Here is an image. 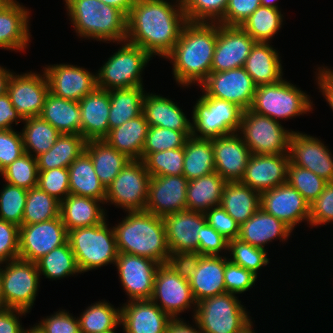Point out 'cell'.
<instances>
[{
	"label": "cell",
	"mask_w": 333,
	"mask_h": 333,
	"mask_svg": "<svg viewBox=\"0 0 333 333\" xmlns=\"http://www.w3.org/2000/svg\"><path fill=\"white\" fill-rule=\"evenodd\" d=\"M182 1L135 0L127 16L126 41L151 56L165 58L180 38L187 23Z\"/></svg>",
	"instance_id": "cell-1"
},
{
	"label": "cell",
	"mask_w": 333,
	"mask_h": 333,
	"mask_svg": "<svg viewBox=\"0 0 333 333\" xmlns=\"http://www.w3.org/2000/svg\"><path fill=\"white\" fill-rule=\"evenodd\" d=\"M217 42V23L187 22L172 51L164 58L173 63V75L180 87L201 85L211 73ZM190 85V86H189Z\"/></svg>",
	"instance_id": "cell-2"
},
{
	"label": "cell",
	"mask_w": 333,
	"mask_h": 333,
	"mask_svg": "<svg viewBox=\"0 0 333 333\" xmlns=\"http://www.w3.org/2000/svg\"><path fill=\"white\" fill-rule=\"evenodd\" d=\"M113 229L118 252L149 258L159 264L174 261L162 217L147 211H127Z\"/></svg>",
	"instance_id": "cell-3"
},
{
	"label": "cell",
	"mask_w": 333,
	"mask_h": 333,
	"mask_svg": "<svg viewBox=\"0 0 333 333\" xmlns=\"http://www.w3.org/2000/svg\"><path fill=\"white\" fill-rule=\"evenodd\" d=\"M63 1L79 38L107 43L126 41L127 16L121 10L99 0Z\"/></svg>",
	"instance_id": "cell-4"
},
{
	"label": "cell",
	"mask_w": 333,
	"mask_h": 333,
	"mask_svg": "<svg viewBox=\"0 0 333 333\" xmlns=\"http://www.w3.org/2000/svg\"><path fill=\"white\" fill-rule=\"evenodd\" d=\"M102 223L68 231L67 241L81 273L114 264L118 256L113 226Z\"/></svg>",
	"instance_id": "cell-5"
},
{
	"label": "cell",
	"mask_w": 333,
	"mask_h": 333,
	"mask_svg": "<svg viewBox=\"0 0 333 333\" xmlns=\"http://www.w3.org/2000/svg\"><path fill=\"white\" fill-rule=\"evenodd\" d=\"M313 105L306 92L283 78L273 84L258 86L250 109L280 122L310 113Z\"/></svg>",
	"instance_id": "cell-6"
},
{
	"label": "cell",
	"mask_w": 333,
	"mask_h": 333,
	"mask_svg": "<svg viewBox=\"0 0 333 333\" xmlns=\"http://www.w3.org/2000/svg\"><path fill=\"white\" fill-rule=\"evenodd\" d=\"M118 44L121 47L96 72L97 88L109 91L144 86L142 73L152 56L127 41Z\"/></svg>",
	"instance_id": "cell-7"
},
{
	"label": "cell",
	"mask_w": 333,
	"mask_h": 333,
	"mask_svg": "<svg viewBox=\"0 0 333 333\" xmlns=\"http://www.w3.org/2000/svg\"><path fill=\"white\" fill-rule=\"evenodd\" d=\"M150 300L172 319L180 318V313L191 308L192 317L194 316L197 303L193 298L185 269L179 261L160 264L154 278Z\"/></svg>",
	"instance_id": "cell-8"
},
{
	"label": "cell",
	"mask_w": 333,
	"mask_h": 333,
	"mask_svg": "<svg viewBox=\"0 0 333 333\" xmlns=\"http://www.w3.org/2000/svg\"><path fill=\"white\" fill-rule=\"evenodd\" d=\"M242 113L231 102L200 95L192 109V136L212 139L237 133Z\"/></svg>",
	"instance_id": "cell-9"
},
{
	"label": "cell",
	"mask_w": 333,
	"mask_h": 333,
	"mask_svg": "<svg viewBox=\"0 0 333 333\" xmlns=\"http://www.w3.org/2000/svg\"><path fill=\"white\" fill-rule=\"evenodd\" d=\"M235 294L226 292L197 303L192 319L203 333H236L252 317Z\"/></svg>",
	"instance_id": "cell-10"
},
{
	"label": "cell",
	"mask_w": 333,
	"mask_h": 333,
	"mask_svg": "<svg viewBox=\"0 0 333 333\" xmlns=\"http://www.w3.org/2000/svg\"><path fill=\"white\" fill-rule=\"evenodd\" d=\"M293 132L283 127L281 122L248 109L241 115L240 129L237 133L251 154L273 155L288 153Z\"/></svg>",
	"instance_id": "cell-11"
},
{
	"label": "cell",
	"mask_w": 333,
	"mask_h": 333,
	"mask_svg": "<svg viewBox=\"0 0 333 333\" xmlns=\"http://www.w3.org/2000/svg\"><path fill=\"white\" fill-rule=\"evenodd\" d=\"M151 176L143 160H130L106 188L105 203L127 211H145Z\"/></svg>",
	"instance_id": "cell-12"
},
{
	"label": "cell",
	"mask_w": 333,
	"mask_h": 333,
	"mask_svg": "<svg viewBox=\"0 0 333 333\" xmlns=\"http://www.w3.org/2000/svg\"><path fill=\"white\" fill-rule=\"evenodd\" d=\"M40 277L35 262L20 258L4 262L2 288L7 308L20 309L30 313L38 295Z\"/></svg>",
	"instance_id": "cell-13"
},
{
	"label": "cell",
	"mask_w": 333,
	"mask_h": 333,
	"mask_svg": "<svg viewBox=\"0 0 333 333\" xmlns=\"http://www.w3.org/2000/svg\"><path fill=\"white\" fill-rule=\"evenodd\" d=\"M187 274L196 303L226 293L224 283L225 255H194L179 261Z\"/></svg>",
	"instance_id": "cell-14"
},
{
	"label": "cell",
	"mask_w": 333,
	"mask_h": 333,
	"mask_svg": "<svg viewBox=\"0 0 333 333\" xmlns=\"http://www.w3.org/2000/svg\"><path fill=\"white\" fill-rule=\"evenodd\" d=\"M169 252L174 261L198 255V231L207 222L205 213L183 210L162 217Z\"/></svg>",
	"instance_id": "cell-15"
},
{
	"label": "cell",
	"mask_w": 333,
	"mask_h": 333,
	"mask_svg": "<svg viewBox=\"0 0 333 333\" xmlns=\"http://www.w3.org/2000/svg\"><path fill=\"white\" fill-rule=\"evenodd\" d=\"M256 88L253 79L243 67L210 73L200 85L204 97L226 100L243 111L251 108Z\"/></svg>",
	"instance_id": "cell-16"
},
{
	"label": "cell",
	"mask_w": 333,
	"mask_h": 333,
	"mask_svg": "<svg viewBox=\"0 0 333 333\" xmlns=\"http://www.w3.org/2000/svg\"><path fill=\"white\" fill-rule=\"evenodd\" d=\"M68 232L61 216L19 227V257L36 262L51 250L64 245Z\"/></svg>",
	"instance_id": "cell-17"
},
{
	"label": "cell",
	"mask_w": 333,
	"mask_h": 333,
	"mask_svg": "<svg viewBox=\"0 0 333 333\" xmlns=\"http://www.w3.org/2000/svg\"><path fill=\"white\" fill-rule=\"evenodd\" d=\"M123 290L131 300H150L160 264L149 258L120 253L115 262Z\"/></svg>",
	"instance_id": "cell-18"
},
{
	"label": "cell",
	"mask_w": 333,
	"mask_h": 333,
	"mask_svg": "<svg viewBox=\"0 0 333 333\" xmlns=\"http://www.w3.org/2000/svg\"><path fill=\"white\" fill-rule=\"evenodd\" d=\"M26 72L13 74L9 80L7 94L14 108L25 119L40 116L49 84L45 72Z\"/></svg>",
	"instance_id": "cell-19"
},
{
	"label": "cell",
	"mask_w": 333,
	"mask_h": 333,
	"mask_svg": "<svg viewBox=\"0 0 333 333\" xmlns=\"http://www.w3.org/2000/svg\"><path fill=\"white\" fill-rule=\"evenodd\" d=\"M289 161L312 171L327 182H333V155L320 139L294 131L288 149Z\"/></svg>",
	"instance_id": "cell-20"
},
{
	"label": "cell",
	"mask_w": 333,
	"mask_h": 333,
	"mask_svg": "<svg viewBox=\"0 0 333 333\" xmlns=\"http://www.w3.org/2000/svg\"><path fill=\"white\" fill-rule=\"evenodd\" d=\"M48 80L49 92L55 96L79 102L97 88L96 73L73 64L46 65L43 70Z\"/></svg>",
	"instance_id": "cell-21"
},
{
	"label": "cell",
	"mask_w": 333,
	"mask_h": 333,
	"mask_svg": "<svg viewBox=\"0 0 333 333\" xmlns=\"http://www.w3.org/2000/svg\"><path fill=\"white\" fill-rule=\"evenodd\" d=\"M255 43L256 41L240 26L217 23V42L211 73L243 67Z\"/></svg>",
	"instance_id": "cell-22"
},
{
	"label": "cell",
	"mask_w": 333,
	"mask_h": 333,
	"mask_svg": "<svg viewBox=\"0 0 333 333\" xmlns=\"http://www.w3.org/2000/svg\"><path fill=\"white\" fill-rule=\"evenodd\" d=\"M309 203L288 183L260 194V207L284 222L292 230L299 223L309 224Z\"/></svg>",
	"instance_id": "cell-23"
},
{
	"label": "cell",
	"mask_w": 333,
	"mask_h": 333,
	"mask_svg": "<svg viewBox=\"0 0 333 333\" xmlns=\"http://www.w3.org/2000/svg\"><path fill=\"white\" fill-rule=\"evenodd\" d=\"M188 181L184 175L151 177L145 211L163 217L186 210Z\"/></svg>",
	"instance_id": "cell-24"
},
{
	"label": "cell",
	"mask_w": 333,
	"mask_h": 333,
	"mask_svg": "<svg viewBox=\"0 0 333 333\" xmlns=\"http://www.w3.org/2000/svg\"><path fill=\"white\" fill-rule=\"evenodd\" d=\"M288 153L273 155L251 154L241 183L262 193L287 183Z\"/></svg>",
	"instance_id": "cell-25"
},
{
	"label": "cell",
	"mask_w": 333,
	"mask_h": 333,
	"mask_svg": "<svg viewBox=\"0 0 333 333\" xmlns=\"http://www.w3.org/2000/svg\"><path fill=\"white\" fill-rule=\"evenodd\" d=\"M214 151L215 172L226 182L240 181L251 152L238 133L211 139Z\"/></svg>",
	"instance_id": "cell-26"
},
{
	"label": "cell",
	"mask_w": 333,
	"mask_h": 333,
	"mask_svg": "<svg viewBox=\"0 0 333 333\" xmlns=\"http://www.w3.org/2000/svg\"><path fill=\"white\" fill-rule=\"evenodd\" d=\"M30 12L17 0L0 4V49L25 51L31 42Z\"/></svg>",
	"instance_id": "cell-27"
},
{
	"label": "cell",
	"mask_w": 333,
	"mask_h": 333,
	"mask_svg": "<svg viewBox=\"0 0 333 333\" xmlns=\"http://www.w3.org/2000/svg\"><path fill=\"white\" fill-rule=\"evenodd\" d=\"M121 306L125 333H165L172 318L152 300H127Z\"/></svg>",
	"instance_id": "cell-28"
},
{
	"label": "cell",
	"mask_w": 333,
	"mask_h": 333,
	"mask_svg": "<svg viewBox=\"0 0 333 333\" xmlns=\"http://www.w3.org/2000/svg\"><path fill=\"white\" fill-rule=\"evenodd\" d=\"M78 103L81 111L80 135L86 141L104 139L109 134V91L96 88Z\"/></svg>",
	"instance_id": "cell-29"
},
{
	"label": "cell",
	"mask_w": 333,
	"mask_h": 333,
	"mask_svg": "<svg viewBox=\"0 0 333 333\" xmlns=\"http://www.w3.org/2000/svg\"><path fill=\"white\" fill-rule=\"evenodd\" d=\"M292 232L284 222L260 207L251 218L240 225L238 238L266 250V244L276 239H280L281 242L287 241Z\"/></svg>",
	"instance_id": "cell-30"
},
{
	"label": "cell",
	"mask_w": 333,
	"mask_h": 333,
	"mask_svg": "<svg viewBox=\"0 0 333 333\" xmlns=\"http://www.w3.org/2000/svg\"><path fill=\"white\" fill-rule=\"evenodd\" d=\"M149 126L169 128L177 131H192L191 120L170 98L146 92L143 98V112Z\"/></svg>",
	"instance_id": "cell-31"
},
{
	"label": "cell",
	"mask_w": 333,
	"mask_h": 333,
	"mask_svg": "<svg viewBox=\"0 0 333 333\" xmlns=\"http://www.w3.org/2000/svg\"><path fill=\"white\" fill-rule=\"evenodd\" d=\"M270 44L256 42L243 66L257 87L283 79L281 56Z\"/></svg>",
	"instance_id": "cell-32"
},
{
	"label": "cell",
	"mask_w": 333,
	"mask_h": 333,
	"mask_svg": "<svg viewBox=\"0 0 333 333\" xmlns=\"http://www.w3.org/2000/svg\"><path fill=\"white\" fill-rule=\"evenodd\" d=\"M102 204L98 199L69 194L60 207V216L67 232L102 223L107 216Z\"/></svg>",
	"instance_id": "cell-33"
},
{
	"label": "cell",
	"mask_w": 333,
	"mask_h": 333,
	"mask_svg": "<svg viewBox=\"0 0 333 333\" xmlns=\"http://www.w3.org/2000/svg\"><path fill=\"white\" fill-rule=\"evenodd\" d=\"M148 128V122L142 113L121 126L111 129L103 140L131 160H141Z\"/></svg>",
	"instance_id": "cell-34"
},
{
	"label": "cell",
	"mask_w": 333,
	"mask_h": 333,
	"mask_svg": "<svg viewBox=\"0 0 333 333\" xmlns=\"http://www.w3.org/2000/svg\"><path fill=\"white\" fill-rule=\"evenodd\" d=\"M70 194L90 197L105 203L106 188L95 173L93 161L83 151L68 167Z\"/></svg>",
	"instance_id": "cell-35"
},
{
	"label": "cell",
	"mask_w": 333,
	"mask_h": 333,
	"mask_svg": "<svg viewBox=\"0 0 333 333\" xmlns=\"http://www.w3.org/2000/svg\"><path fill=\"white\" fill-rule=\"evenodd\" d=\"M226 183L217 172L188 181L187 210L206 213L211 208L220 206Z\"/></svg>",
	"instance_id": "cell-36"
},
{
	"label": "cell",
	"mask_w": 333,
	"mask_h": 333,
	"mask_svg": "<svg viewBox=\"0 0 333 333\" xmlns=\"http://www.w3.org/2000/svg\"><path fill=\"white\" fill-rule=\"evenodd\" d=\"M40 117L61 134L80 135L81 111L77 101L67 100L49 92Z\"/></svg>",
	"instance_id": "cell-37"
},
{
	"label": "cell",
	"mask_w": 333,
	"mask_h": 333,
	"mask_svg": "<svg viewBox=\"0 0 333 333\" xmlns=\"http://www.w3.org/2000/svg\"><path fill=\"white\" fill-rule=\"evenodd\" d=\"M220 206L241 225L260 208V193L240 181L227 182Z\"/></svg>",
	"instance_id": "cell-38"
},
{
	"label": "cell",
	"mask_w": 333,
	"mask_h": 333,
	"mask_svg": "<svg viewBox=\"0 0 333 333\" xmlns=\"http://www.w3.org/2000/svg\"><path fill=\"white\" fill-rule=\"evenodd\" d=\"M85 151L93 161L95 173L107 188L120 171L131 160L123 153L111 147L105 140H88Z\"/></svg>",
	"instance_id": "cell-39"
},
{
	"label": "cell",
	"mask_w": 333,
	"mask_h": 333,
	"mask_svg": "<svg viewBox=\"0 0 333 333\" xmlns=\"http://www.w3.org/2000/svg\"><path fill=\"white\" fill-rule=\"evenodd\" d=\"M144 86L109 90V131L143 112Z\"/></svg>",
	"instance_id": "cell-40"
},
{
	"label": "cell",
	"mask_w": 333,
	"mask_h": 333,
	"mask_svg": "<svg viewBox=\"0 0 333 333\" xmlns=\"http://www.w3.org/2000/svg\"><path fill=\"white\" fill-rule=\"evenodd\" d=\"M212 172L215 161L211 139L190 136L184 146L183 175L191 181Z\"/></svg>",
	"instance_id": "cell-41"
},
{
	"label": "cell",
	"mask_w": 333,
	"mask_h": 333,
	"mask_svg": "<svg viewBox=\"0 0 333 333\" xmlns=\"http://www.w3.org/2000/svg\"><path fill=\"white\" fill-rule=\"evenodd\" d=\"M86 140L77 134H61L56 143L37 157L38 171L68 168L85 151Z\"/></svg>",
	"instance_id": "cell-42"
},
{
	"label": "cell",
	"mask_w": 333,
	"mask_h": 333,
	"mask_svg": "<svg viewBox=\"0 0 333 333\" xmlns=\"http://www.w3.org/2000/svg\"><path fill=\"white\" fill-rule=\"evenodd\" d=\"M21 134L24 151L34 158L46 153L57 141L61 133L40 116L25 118Z\"/></svg>",
	"instance_id": "cell-43"
},
{
	"label": "cell",
	"mask_w": 333,
	"mask_h": 333,
	"mask_svg": "<svg viewBox=\"0 0 333 333\" xmlns=\"http://www.w3.org/2000/svg\"><path fill=\"white\" fill-rule=\"evenodd\" d=\"M35 263L39 274L50 280H61V278L81 274L68 241L64 245L51 250Z\"/></svg>",
	"instance_id": "cell-44"
},
{
	"label": "cell",
	"mask_w": 333,
	"mask_h": 333,
	"mask_svg": "<svg viewBox=\"0 0 333 333\" xmlns=\"http://www.w3.org/2000/svg\"><path fill=\"white\" fill-rule=\"evenodd\" d=\"M81 333H101L117 329L121 326V307H114L105 300L94 302L88 306L80 317Z\"/></svg>",
	"instance_id": "cell-45"
},
{
	"label": "cell",
	"mask_w": 333,
	"mask_h": 333,
	"mask_svg": "<svg viewBox=\"0 0 333 333\" xmlns=\"http://www.w3.org/2000/svg\"><path fill=\"white\" fill-rule=\"evenodd\" d=\"M281 9L259 6L240 26L256 42L270 43L283 26Z\"/></svg>",
	"instance_id": "cell-46"
},
{
	"label": "cell",
	"mask_w": 333,
	"mask_h": 333,
	"mask_svg": "<svg viewBox=\"0 0 333 333\" xmlns=\"http://www.w3.org/2000/svg\"><path fill=\"white\" fill-rule=\"evenodd\" d=\"M61 202L38 186L28 190L22 225H29L60 216Z\"/></svg>",
	"instance_id": "cell-47"
},
{
	"label": "cell",
	"mask_w": 333,
	"mask_h": 333,
	"mask_svg": "<svg viewBox=\"0 0 333 333\" xmlns=\"http://www.w3.org/2000/svg\"><path fill=\"white\" fill-rule=\"evenodd\" d=\"M228 259L248 271H251L258 277V270L268 265L269 258L266 250L254 247L239 238L231 239L228 241Z\"/></svg>",
	"instance_id": "cell-48"
},
{
	"label": "cell",
	"mask_w": 333,
	"mask_h": 333,
	"mask_svg": "<svg viewBox=\"0 0 333 333\" xmlns=\"http://www.w3.org/2000/svg\"><path fill=\"white\" fill-rule=\"evenodd\" d=\"M190 136H192V131H177L169 128L149 126L141 160L149 153L184 147Z\"/></svg>",
	"instance_id": "cell-49"
},
{
	"label": "cell",
	"mask_w": 333,
	"mask_h": 333,
	"mask_svg": "<svg viewBox=\"0 0 333 333\" xmlns=\"http://www.w3.org/2000/svg\"><path fill=\"white\" fill-rule=\"evenodd\" d=\"M38 174L37 158L25 153L8 165L0 176L8 184L29 190L37 186Z\"/></svg>",
	"instance_id": "cell-50"
},
{
	"label": "cell",
	"mask_w": 333,
	"mask_h": 333,
	"mask_svg": "<svg viewBox=\"0 0 333 333\" xmlns=\"http://www.w3.org/2000/svg\"><path fill=\"white\" fill-rule=\"evenodd\" d=\"M143 162L151 177L181 176L183 175L184 147L149 153Z\"/></svg>",
	"instance_id": "cell-51"
},
{
	"label": "cell",
	"mask_w": 333,
	"mask_h": 333,
	"mask_svg": "<svg viewBox=\"0 0 333 333\" xmlns=\"http://www.w3.org/2000/svg\"><path fill=\"white\" fill-rule=\"evenodd\" d=\"M287 183L294 187L304 199L311 204L324 190L328 182L312 171L289 162L287 168Z\"/></svg>",
	"instance_id": "cell-52"
},
{
	"label": "cell",
	"mask_w": 333,
	"mask_h": 333,
	"mask_svg": "<svg viewBox=\"0 0 333 333\" xmlns=\"http://www.w3.org/2000/svg\"><path fill=\"white\" fill-rule=\"evenodd\" d=\"M0 191V219L22 226L28 190L8 183Z\"/></svg>",
	"instance_id": "cell-53"
},
{
	"label": "cell",
	"mask_w": 333,
	"mask_h": 333,
	"mask_svg": "<svg viewBox=\"0 0 333 333\" xmlns=\"http://www.w3.org/2000/svg\"><path fill=\"white\" fill-rule=\"evenodd\" d=\"M189 22L218 23L224 16L228 0H181Z\"/></svg>",
	"instance_id": "cell-54"
},
{
	"label": "cell",
	"mask_w": 333,
	"mask_h": 333,
	"mask_svg": "<svg viewBox=\"0 0 333 333\" xmlns=\"http://www.w3.org/2000/svg\"><path fill=\"white\" fill-rule=\"evenodd\" d=\"M37 186L62 202L70 194L68 168L39 171Z\"/></svg>",
	"instance_id": "cell-55"
},
{
	"label": "cell",
	"mask_w": 333,
	"mask_h": 333,
	"mask_svg": "<svg viewBox=\"0 0 333 333\" xmlns=\"http://www.w3.org/2000/svg\"><path fill=\"white\" fill-rule=\"evenodd\" d=\"M257 276L251 271L232 263L225 254L224 283L226 292L242 294L255 285Z\"/></svg>",
	"instance_id": "cell-56"
},
{
	"label": "cell",
	"mask_w": 333,
	"mask_h": 333,
	"mask_svg": "<svg viewBox=\"0 0 333 333\" xmlns=\"http://www.w3.org/2000/svg\"><path fill=\"white\" fill-rule=\"evenodd\" d=\"M333 224V182H328L320 195L309 205V227Z\"/></svg>",
	"instance_id": "cell-57"
},
{
	"label": "cell",
	"mask_w": 333,
	"mask_h": 333,
	"mask_svg": "<svg viewBox=\"0 0 333 333\" xmlns=\"http://www.w3.org/2000/svg\"><path fill=\"white\" fill-rule=\"evenodd\" d=\"M23 154L25 151L21 131L0 130V173Z\"/></svg>",
	"instance_id": "cell-58"
},
{
	"label": "cell",
	"mask_w": 333,
	"mask_h": 333,
	"mask_svg": "<svg viewBox=\"0 0 333 333\" xmlns=\"http://www.w3.org/2000/svg\"><path fill=\"white\" fill-rule=\"evenodd\" d=\"M36 323L43 333H81L78 317L64 309L54 312V314L42 318Z\"/></svg>",
	"instance_id": "cell-59"
},
{
	"label": "cell",
	"mask_w": 333,
	"mask_h": 333,
	"mask_svg": "<svg viewBox=\"0 0 333 333\" xmlns=\"http://www.w3.org/2000/svg\"><path fill=\"white\" fill-rule=\"evenodd\" d=\"M198 233V255L219 256L223 252L227 254L228 240L207 222L201 227Z\"/></svg>",
	"instance_id": "cell-60"
},
{
	"label": "cell",
	"mask_w": 333,
	"mask_h": 333,
	"mask_svg": "<svg viewBox=\"0 0 333 333\" xmlns=\"http://www.w3.org/2000/svg\"><path fill=\"white\" fill-rule=\"evenodd\" d=\"M260 5V0H228L224 16L218 23L241 26Z\"/></svg>",
	"instance_id": "cell-61"
},
{
	"label": "cell",
	"mask_w": 333,
	"mask_h": 333,
	"mask_svg": "<svg viewBox=\"0 0 333 333\" xmlns=\"http://www.w3.org/2000/svg\"><path fill=\"white\" fill-rule=\"evenodd\" d=\"M19 257V227L0 219V262Z\"/></svg>",
	"instance_id": "cell-62"
},
{
	"label": "cell",
	"mask_w": 333,
	"mask_h": 333,
	"mask_svg": "<svg viewBox=\"0 0 333 333\" xmlns=\"http://www.w3.org/2000/svg\"><path fill=\"white\" fill-rule=\"evenodd\" d=\"M207 223L228 241L238 238L240 225L221 207H213L205 213Z\"/></svg>",
	"instance_id": "cell-63"
},
{
	"label": "cell",
	"mask_w": 333,
	"mask_h": 333,
	"mask_svg": "<svg viewBox=\"0 0 333 333\" xmlns=\"http://www.w3.org/2000/svg\"><path fill=\"white\" fill-rule=\"evenodd\" d=\"M26 311L13 308L0 309V333H23L24 327L19 317L26 315Z\"/></svg>",
	"instance_id": "cell-64"
},
{
	"label": "cell",
	"mask_w": 333,
	"mask_h": 333,
	"mask_svg": "<svg viewBox=\"0 0 333 333\" xmlns=\"http://www.w3.org/2000/svg\"><path fill=\"white\" fill-rule=\"evenodd\" d=\"M24 119L20 116L10 101L7 93L0 96V130L13 129L12 124L18 125Z\"/></svg>",
	"instance_id": "cell-65"
},
{
	"label": "cell",
	"mask_w": 333,
	"mask_h": 333,
	"mask_svg": "<svg viewBox=\"0 0 333 333\" xmlns=\"http://www.w3.org/2000/svg\"><path fill=\"white\" fill-rule=\"evenodd\" d=\"M322 67V68H321ZM316 69L315 78L319 92L325 98L333 112V69L321 66Z\"/></svg>",
	"instance_id": "cell-66"
},
{
	"label": "cell",
	"mask_w": 333,
	"mask_h": 333,
	"mask_svg": "<svg viewBox=\"0 0 333 333\" xmlns=\"http://www.w3.org/2000/svg\"><path fill=\"white\" fill-rule=\"evenodd\" d=\"M195 326L187 323L181 318L172 319L167 326L165 333H203L195 321ZM196 327V328H195Z\"/></svg>",
	"instance_id": "cell-67"
},
{
	"label": "cell",
	"mask_w": 333,
	"mask_h": 333,
	"mask_svg": "<svg viewBox=\"0 0 333 333\" xmlns=\"http://www.w3.org/2000/svg\"><path fill=\"white\" fill-rule=\"evenodd\" d=\"M106 5L113 6L118 10H121L126 16H128L135 0H99Z\"/></svg>",
	"instance_id": "cell-68"
},
{
	"label": "cell",
	"mask_w": 333,
	"mask_h": 333,
	"mask_svg": "<svg viewBox=\"0 0 333 333\" xmlns=\"http://www.w3.org/2000/svg\"><path fill=\"white\" fill-rule=\"evenodd\" d=\"M13 72L0 65V96L7 93L8 83Z\"/></svg>",
	"instance_id": "cell-69"
},
{
	"label": "cell",
	"mask_w": 333,
	"mask_h": 333,
	"mask_svg": "<svg viewBox=\"0 0 333 333\" xmlns=\"http://www.w3.org/2000/svg\"><path fill=\"white\" fill-rule=\"evenodd\" d=\"M3 262H0V309L7 308L5 305V300L3 297V288H2V271H3ZM2 267V268H1Z\"/></svg>",
	"instance_id": "cell-70"
},
{
	"label": "cell",
	"mask_w": 333,
	"mask_h": 333,
	"mask_svg": "<svg viewBox=\"0 0 333 333\" xmlns=\"http://www.w3.org/2000/svg\"><path fill=\"white\" fill-rule=\"evenodd\" d=\"M253 320L251 319L248 323H246L241 329H239L236 333H255L253 328Z\"/></svg>",
	"instance_id": "cell-71"
},
{
	"label": "cell",
	"mask_w": 333,
	"mask_h": 333,
	"mask_svg": "<svg viewBox=\"0 0 333 333\" xmlns=\"http://www.w3.org/2000/svg\"><path fill=\"white\" fill-rule=\"evenodd\" d=\"M278 0H260L261 6L280 9L279 5H277Z\"/></svg>",
	"instance_id": "cell-72"
},
{
	"label": "cell",
	"mask_w": 333,
	"mask_h": 333,
	"mask_svg": "<svg viewBox=\"0 0 333 333\" xmlns=\"http://www.w3.org/2000/svg\"><path fill=\"white\" fill-rule=\"evenodd\" d=\"M23 333H43L38 326L35 324L33 327L27 328L23 330Z\"/></svg>",
	"instance_id": "cell-73"
},
{
	"label": "cell",
	"mask_w": 333,
	"mask_h": 333,
	"mask_svg": "<svg viewBox=\"0 0 333 333\" xmlns=\"http://www.w3.org/2000/svg\"><path fill=\"white\" fill-rule=\"evenodd\" d=\"M101 333H117V332H116L115 329H114V330H108V331H106V332H101Z\"/></svg>",
	"instance_id": "cell-74"
}]
</instances>
